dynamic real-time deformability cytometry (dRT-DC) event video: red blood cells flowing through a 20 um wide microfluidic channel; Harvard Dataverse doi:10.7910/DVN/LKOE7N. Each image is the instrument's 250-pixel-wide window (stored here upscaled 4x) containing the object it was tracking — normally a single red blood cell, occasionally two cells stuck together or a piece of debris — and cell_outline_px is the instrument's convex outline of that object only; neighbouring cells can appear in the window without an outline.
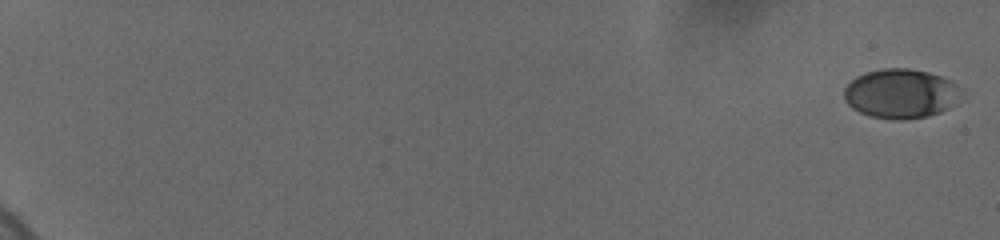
{"species": "human", "species_latin": "Homo sapiens", "temperature_condition": "cold", "stored_images_in_passage": 10, "camera_frame_rate_fps": 3000, "um_per_image_px": 0.085, "donor": {"sex": "female"}, "frame": {"image": 1, "passage_image": 1, "time_ms": 0.0, "image_size_px": [1000, 240], "cell_outline_px": [[964, 96], [948, 108], [940, 112], [928, 116], [872, 116], [860, 112], [852, 108], [844, 100], [844, 88], [856, 76], [868, 72], [884, 68], [908, 68], [928, 72], [952, 80], [964, 88]], "centroid_in_image_um": [76.64, 7.9], "position_along_channel_um": 8.4, "area_um2": 33.23}}
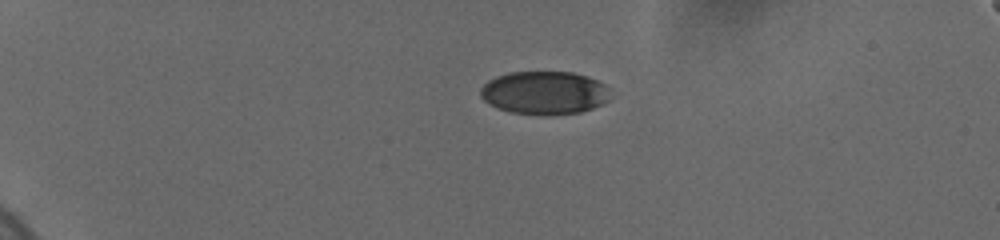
{"frame": {"image": 2, "passage_image": 6, "time_ms": 5.0, "image_size_px": [1000, 240], "cell_outline_px": [[608, 100], [592, 108], [580, 112], [512, 112], [500, 108], [484, 100], [480, 96], [480, 88], [488, 80], [496, 76], [508, 72], [572, 72], [596, 80], [604, 84]], "centroid_in_image_um": [46.21, 7.83], "position_along_channel_um": 38.8, "area_um2": 31.33}}
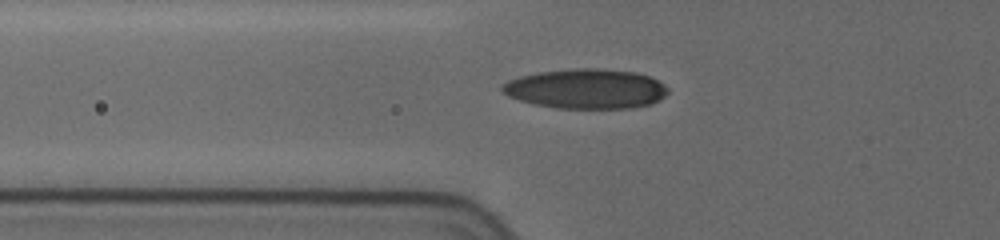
{"frame": {"image": 3, "passage_image": 9, "time_ms": 8.0, "image_size_px": [1000, 240], "cell_outline_px": [[668, 92], [664, 96], [648, 104], [628, 108], [560, 108], [536, 104], [520, 100], [508, 96], [500, 88], [508, 80], [520, 76], [536, 72], [568, 68], [600, 68], [636, 72], [648, 76], [664, 84], [668, 88]], "centroid_in_image_um": [49.79, 7.53], "position_along_channel_um": 76.0, "area_um2": 38.21}}